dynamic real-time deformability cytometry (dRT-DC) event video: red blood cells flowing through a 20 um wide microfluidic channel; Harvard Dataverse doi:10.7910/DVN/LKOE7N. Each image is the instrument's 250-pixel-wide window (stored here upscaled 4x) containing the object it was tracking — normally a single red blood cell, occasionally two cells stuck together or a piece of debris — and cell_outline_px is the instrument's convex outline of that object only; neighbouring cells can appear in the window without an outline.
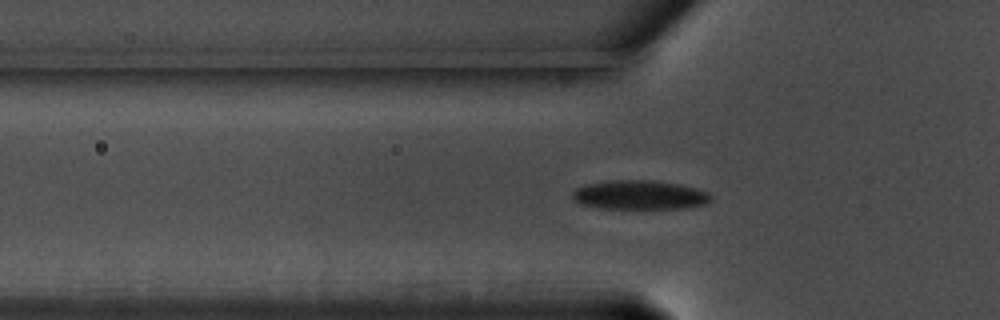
{"species": "common noctule bat (a hibernating species)", "species_latin": "Nyctalus noctula", "temperature_condition": "warm", "stored_images_in_passage": 58, "camera_frame_rate_fps": 3000, "um_per_image_px": 0.085, "animal": {"sex": "male", "body_mass_g": 17.5, "forearm_length_mm": 52.3}, "frame": {"image": 1, "passage_image": 19, "time_ms": 6.0, "image_size_px": [1000, 320], "cell_outline_px": [[712, 196], [704, 204], [684, 208], [600, 208], [580, 204], [572, 200], [572, 192], [576, 188], [584, 184], [608, 180], [652, 180], [680, 184], [696, 188]], "centroid_in_image_um": [54.28, 16.56], "position_along_channel_um": 71.5, "area_um2": 23.47}}
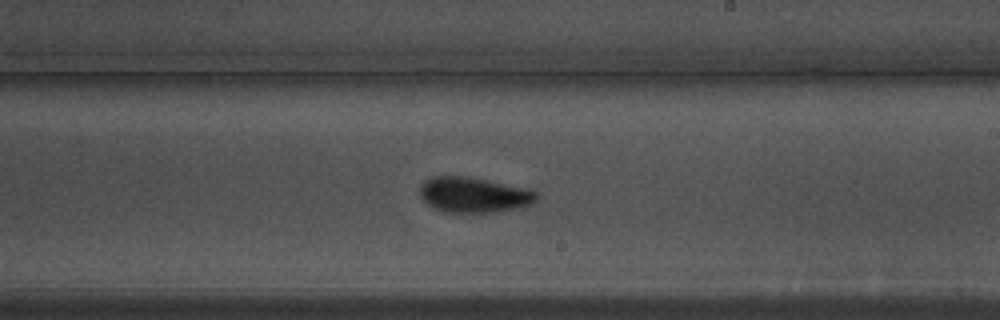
{"frame": {"image": 2, "passage_image": 34, "time_ms": 11.0, "image_size_px": [1000, 320], "cell_outline_px": [[540, 196], [532, 204], [520, 208], [496, 212], [444, 212], [428, 204], [420, 196], [420, 184], [424, 180], [432, 176], [460, 176], [484, 180], [528, 188], [540, 192]], "centroid_in_image_um": [40.32, 16.57], "position_along_channel_um": 248.7, "area_um2": 24.1}}
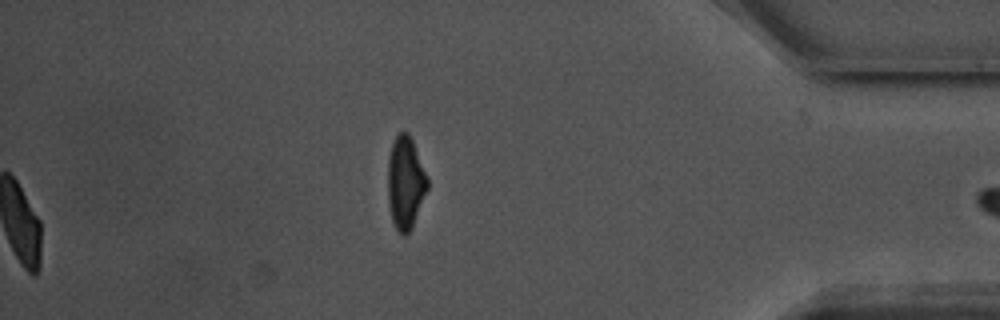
{"frame": {"image": 3, "passage_image": 58, "time_ms": 19.0, "image_size_px": [1000, 320], "cell_outline_px": [[428, 188], [412, 228], [404, 236], [396, 228], [392, 220], [388, 204], [388, 156], [392, 144], [396, 136], [400, 132], [408, 132], [412, 140], [428, 180]], "centroid_in_image_um": [34.45, 15.54], "position_along_channel_um": 400.8, "area_um2": 21.15}, "authors_computed_cell_mechanics": {"area_um2": 22.9466, "velocity_mm_per_s": 3.5613, "shape_relaxation_time_tau1_ms": 3.1981, "shape_relaxation_time_tau2_ms": 1.6511, "deformation_change_tau1": 0.1197, "deformation_change_tau2": 0.0638}}